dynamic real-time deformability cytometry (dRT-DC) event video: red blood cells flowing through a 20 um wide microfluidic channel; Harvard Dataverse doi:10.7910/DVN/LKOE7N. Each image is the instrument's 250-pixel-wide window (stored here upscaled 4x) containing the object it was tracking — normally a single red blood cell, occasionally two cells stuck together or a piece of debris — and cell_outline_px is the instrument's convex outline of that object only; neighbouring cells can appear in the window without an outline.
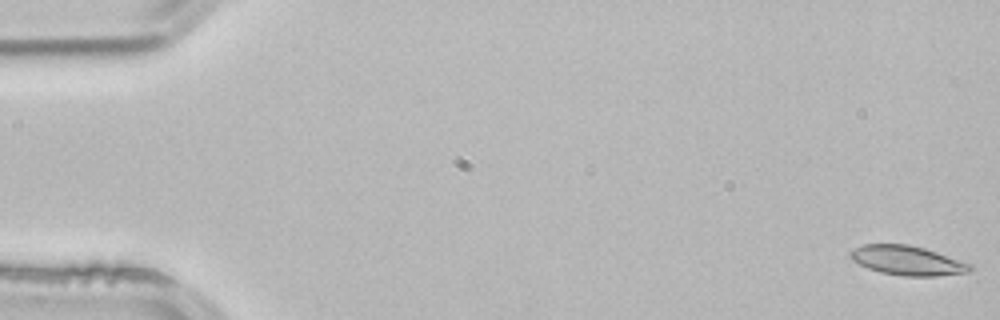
{"species": "common noctule bat (a hibernating species)", "species_latin": "Nyctalus noctula", "temperature_condition": "room temperature", "stored_images_in_passage": 3, "segment_of_instrument_passage": [2, 2], "camera_frame_rate_fps": 3000, "um_per_image_px": 0.085, "animal": {"sex": "male", "body_mass_g": 21.5, "forearm_length_mm": 52.0}, "frame": {"image": 1, "passage_image": 3, "time_ms": 0.667, "image_size_px": [1000, 320], "cell_outline_px": [[972, 268], [968, 272], [936, 276], [904, 276], [880, 272], [868, 268], [852, 260], [848, 256], [848, 252], [852, 248], [864, 244], [908, 244], [924, 248], [972, 264]], "centroid_in_image_um": [77.08, 22.13], "position_along_channel_um": 7.9, "area_um2": 20.52}}